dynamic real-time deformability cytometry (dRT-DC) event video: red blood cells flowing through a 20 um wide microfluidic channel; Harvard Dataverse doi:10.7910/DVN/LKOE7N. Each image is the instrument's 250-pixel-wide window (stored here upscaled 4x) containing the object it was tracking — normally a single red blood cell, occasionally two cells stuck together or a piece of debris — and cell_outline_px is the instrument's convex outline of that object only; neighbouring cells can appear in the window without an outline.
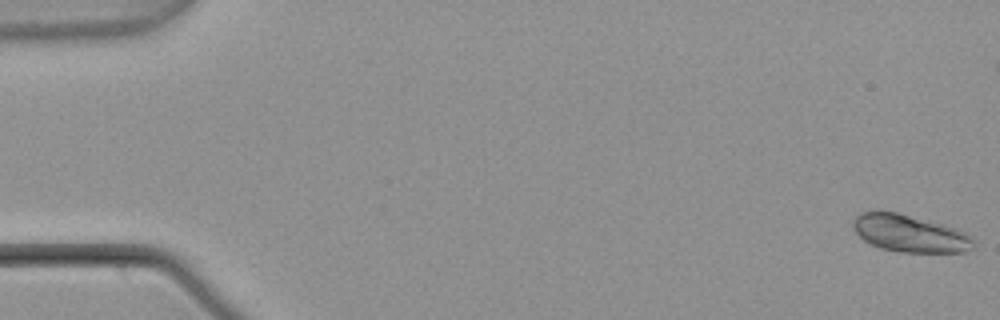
{"species": "common noctule bat (a hibernating species)", "species_latin": "Nyctalus noctula", "temperature_condition": "warm", "stored_images_in_passage": 55, "camera_frame_rate_fps": 3000, "um_per_image_px": 0.085, "animal": {"sex": "male", "body_mass_g": 21.5, "forearm_length_mm": 52.0}, "frame": {"image": 1, "passage_image": 1, "time_ms": 0.0, "image_size_px": [1000, 320], "cell_outline_px": [[976, 248], [964, 252], [900, 252], [880, 248], [864, 240], [856, 232], [852, 224], [852, 220], [860, 212], [876, 208], [896, 212], [960, 228], [972, 236], [976, 240]], "centroid_in_image_um": [77.37, 19.81], "position_along_channel_um": 7.6, "area_um2": 26.93}}